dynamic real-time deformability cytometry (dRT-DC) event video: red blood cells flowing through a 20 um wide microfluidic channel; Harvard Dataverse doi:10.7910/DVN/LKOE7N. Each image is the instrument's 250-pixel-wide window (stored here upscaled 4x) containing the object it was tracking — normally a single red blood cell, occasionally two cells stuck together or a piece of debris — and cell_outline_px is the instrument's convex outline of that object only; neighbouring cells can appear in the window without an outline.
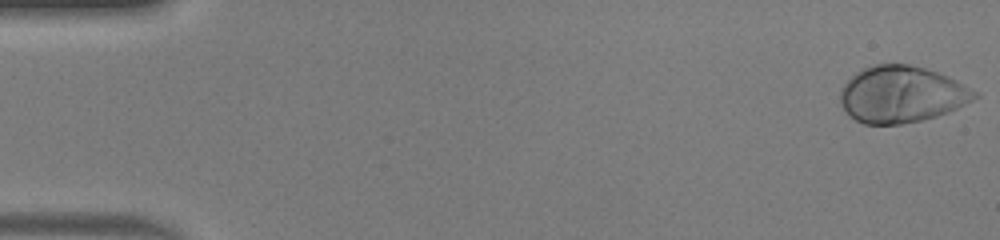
{"species": "human", "species_latin": "Homo sapiens", "temperature_condition": "warm", "stored_images_in_passage": 50, "camera_frame_rate_fps": 3000, "um_per_image_px": 0.085, "donor": {"sex": "male"}, "frame": {"image": 1, "passage_image": 1, "time_ms": 0.0, "image_size_px": [1000, 240], "cell_outline_px": [[980, 96], [948, 112], [936, 116], [920, 120], [900, 124], [864, 124], [856, 120], [844, 108], [840, 100], [840, 88], [860, 68], [876, 64], [908, 64], [924, 68], [948, 76], [980, 92]], "centroid_in_image_um": [76.64, 8.01], "position_along_channel_um": 8.4, "area_um2": 44.16}}
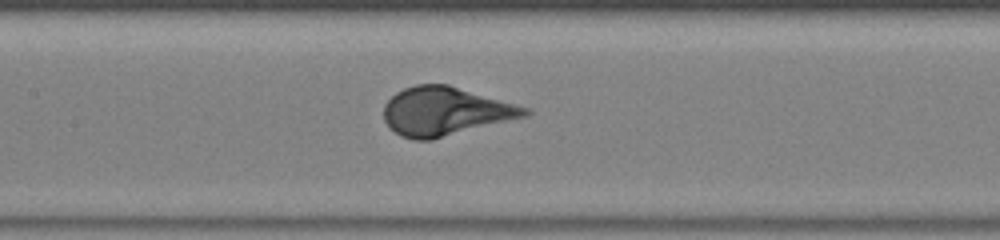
{"frame": {"image": 2, "passage_image": 24, "time_ms": 7.667, "image_size_px": [1000, 240], "cell_outline_px": [[532, 112], [528, 116], [432, 140], [412, 140], [400, 136], [384, 120], [384, 104], [396, 92], [404, 88], [416, 84], [448, 84], [528, 108]], "centroid_in_image_um": [37.84, 9.47], "position_along_channel_um": 169.6, "area_um2": 39.82}}
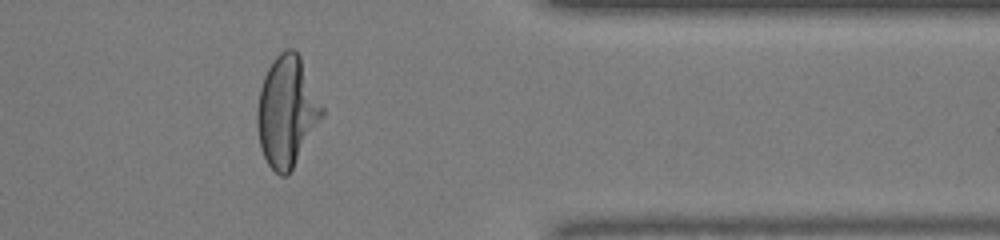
{"frame": {"image": 3, "passage_image": 41, "time_ms": 13.333, "image_size_px": [1000, 240], "cell_outline_px": [[324, 116], [288, 176], [280, 176], [268, 164], [260, 148], [256, 124], [256, 112], [260, 88], [264, 76], [272, 60], [280, 52], [288, 48], [292, 48], [300, 56], [324, 108]], "centroid_in_image_um": [24.38, 9.49], "position_along_channel_um": 387.0, "area_um2": 41.91}}